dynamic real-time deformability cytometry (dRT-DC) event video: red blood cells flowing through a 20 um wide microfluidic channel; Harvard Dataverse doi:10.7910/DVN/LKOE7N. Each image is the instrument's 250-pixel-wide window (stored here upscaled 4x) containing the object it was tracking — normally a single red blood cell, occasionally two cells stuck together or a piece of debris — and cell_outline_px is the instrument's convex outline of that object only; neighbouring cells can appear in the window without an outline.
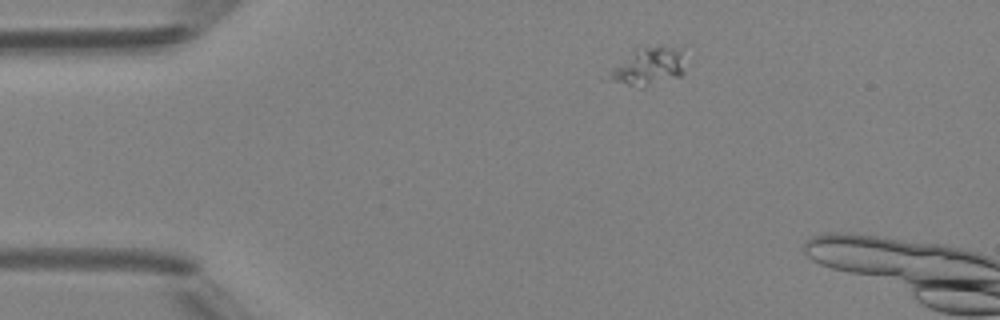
{"species": "Egyptian fruit bat (a non-hibernating species)", "species_latin": "Rousettus aegyptiacus", "temperature_condition": "room temperature", "stored_images_in_passage": 2, "camera_frame_rate_fps": 3000, "um_per_image_px": 0.085, "animal": {"sex": "female"}, "frame": {"image": 1, "passage_image": 1, "time_ms": 0.0, "image_size_px": [1000, 320], "cell_outline_px": [[684, 72], [680, 76], [648, 84], [628, 84], [608, 80], [612, 68], [644, 48], [684, 44]], "centroid_in_image_um": [55.3, 5.59], "position_along_channel_um": 29.7, "area_um2": 15.78}}